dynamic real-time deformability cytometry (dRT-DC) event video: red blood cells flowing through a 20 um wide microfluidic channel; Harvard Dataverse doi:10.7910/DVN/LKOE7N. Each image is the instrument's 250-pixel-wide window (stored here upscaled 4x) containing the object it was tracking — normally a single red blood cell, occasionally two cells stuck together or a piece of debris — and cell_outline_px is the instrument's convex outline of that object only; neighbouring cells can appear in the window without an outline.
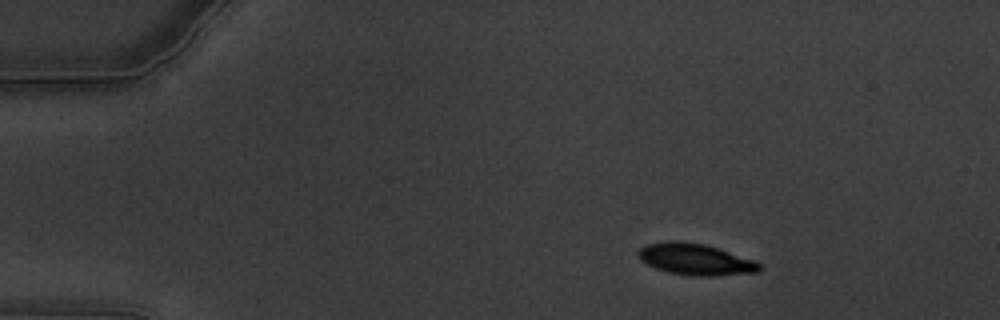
{"species": "common noctule bat (a hibernating species)", "species_latin": "Nyctalus noctula", "temperature_condition": "warm", "stored_images_in_passage": 55, "camera_frame_rate_fps": 3000, "um_per_image_px": 0.085, "animal": {"sex": "male", "body_mass_g": 19.5, "forearm_length_mm": 54.6}, "frame": {"image": 1, "passage_image": 4, "time_ms": 1.0, "image_size_px": [1000, 320], "cell_outline_px": [[760, 272], [712, 276], [692, 276], [668, 272], [656, 268], [640, 260], [636, 252], [640, 248], [648, 244], [668, 240], [680, 240], [704, 244], [756, 260], [760, 264]], "centroid_in_image_um": [59.11, 22.04], "position_along_channel_um": 25.9, "area_um2": 22.31}}
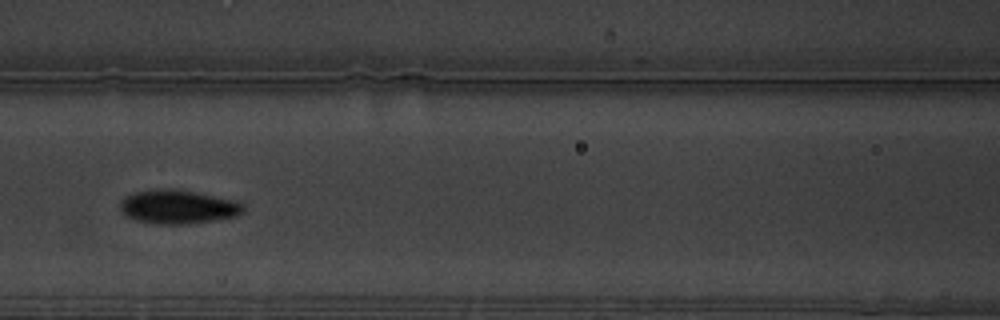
{"frame": {"image": 2, "passage_image": 22, "time_ms": 7.0, "image_size_px": [1000, 320], "cell_outline_px": [[244, 212], [236, 216], [216, 220], [184, 224], [156, 224], [136, 220], [128, 216], [120, 208], [120, 204], [128, 196], [136, 192], [156, 188], [176, 188], [240, 200], [244, 204]], "centroid_in_image_um": [15.22, 17.56], "position_along_channel_um": 151.4, "area_um2": 24.51}}
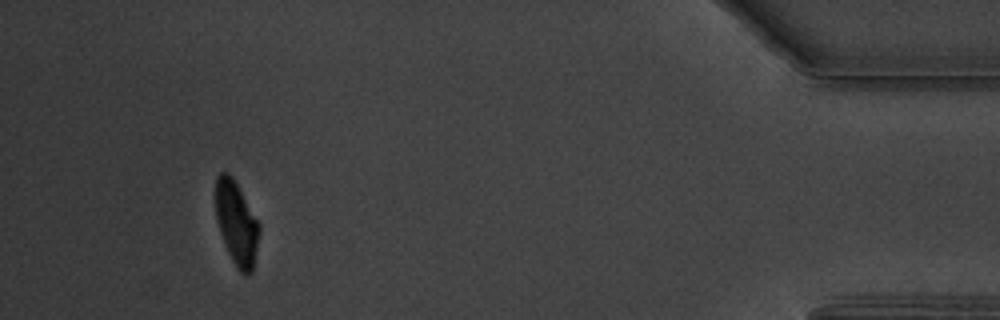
{"frame": {"image": 3, "passage_image": 51, "time_ms": 16.667, "image_size_px": [1000, 320], "cell_outline_px": [[260, 232], [252, 272], [248, 276], [244, 276], [236, 268], [228, 252], [220, 232], [216, 220], [216, 176], [220, 172], [228, 172], [232, 176], [260, 224]], "centroid_in_image_um": [20.11, 19.0], "position_along_channel_um": 415.1, "area_um2": 21.27}, "authors_computed_cell_mechanics": {"area_um2": 22.542, "velocity_mm_per_s": 3.3619, "shape_relaxation_time_tau1_ms": 2.8912, "shape_relaxation_time_tau2_ms": 1.2229, "deformation_change_tau1": 0.1579, "deformation_change_tau2": 0.045}}